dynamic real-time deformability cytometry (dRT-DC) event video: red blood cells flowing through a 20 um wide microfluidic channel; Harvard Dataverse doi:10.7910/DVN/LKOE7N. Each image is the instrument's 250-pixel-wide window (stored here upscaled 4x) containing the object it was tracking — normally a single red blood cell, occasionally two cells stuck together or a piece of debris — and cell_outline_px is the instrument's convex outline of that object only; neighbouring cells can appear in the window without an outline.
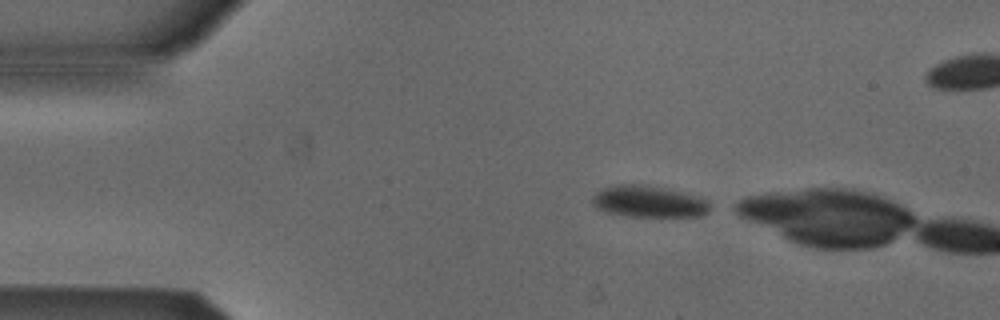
{"species": "Egyptian fruit bat (a non-hibernating species)", "species_latin": "Rousettus aegyptiacus", "temperature_condition": "cold", "stored_images_in_passage": 6, "camera_frame_rate_fps": 3000, "um_per_image_px": 0.085, "animal": {"sex": "male"}, "frame": {"image": 1, "passage_image": 1, "time_ms": 0.0, "image_size_px": [1000, 320], "cell_outline_px": [[712, 208], [708, 212], [700, 216], [628, 216], [604, 212], [596, 208], [592, 204], [592, 196], [596, 192], [612, 184], [644, 184], [700, 196], [708, 200]], "centroid_in_image_um": [55.13, 17.13], "position_along_channel_um": 29.9, "area_um2": 21.91}}